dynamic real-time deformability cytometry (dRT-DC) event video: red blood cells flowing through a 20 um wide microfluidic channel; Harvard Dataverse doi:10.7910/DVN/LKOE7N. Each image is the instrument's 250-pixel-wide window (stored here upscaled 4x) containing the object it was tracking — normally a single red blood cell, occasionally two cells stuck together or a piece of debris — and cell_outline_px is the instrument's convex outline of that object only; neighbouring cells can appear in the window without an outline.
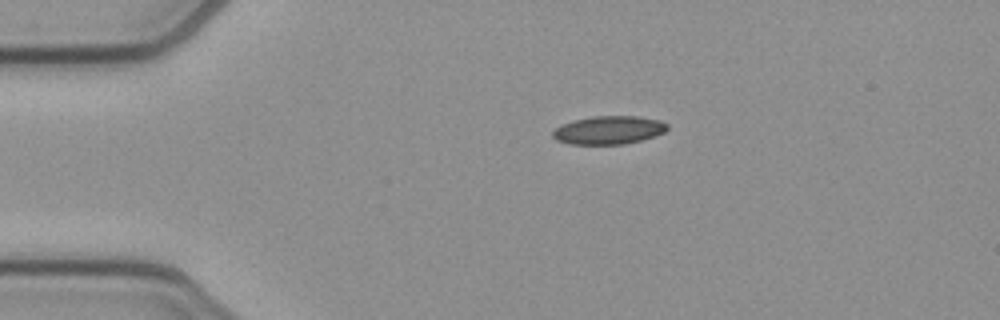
{"species": "common noctule bat (a hibernating species)", "species_latin": "Nyctalus noctula", "temperature_condition": "cold", "stored_images_in_passage": 43, "camera_frame_rate_fps": 3000, "um_per_image_px": 0.085, "animal": {"sex": "female", "body_mass_g": 21.9}, "frame": {"image": 1, "passage_image": 1, "time_ms": 0.0, "image_size_px": [1000, 320], "cell_outline_px": [[668, 128], [664, 132], [656, 136], [624, 144], [568, 144], [556, 140], [552, 136], [552, 132], [556, 128], [572, 120], [592, 116], [640, 116], [660, 120], [668, 124]], "centroid_in_image_um": [51.75, 11.05], "position_along_channel_um": 33.2, "area_um2": 18.96}}
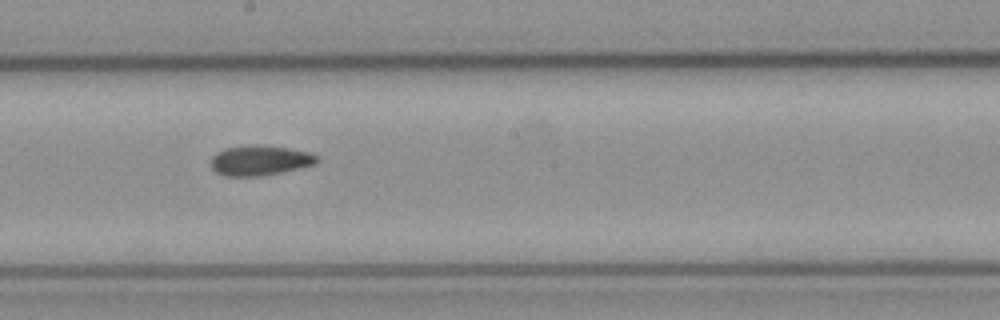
{"frame": {"image": 2, "passage_image": 19, "time_ms": 6.0, "image_size_px": [1000, 320], "cell_outline_px": [[320, 160], [316, 164], [280, 172], [260, 176], [224, 176], [216, 172], [208, 164], [212, 156], [216, 152], [224, 148], [248, 144], [264, 144], [312, 152], [320, 156]], "centroid_in_image_um": [22.08, 13.61], "position_along_channel_um": 226.1, "area_um2": 19.13}}
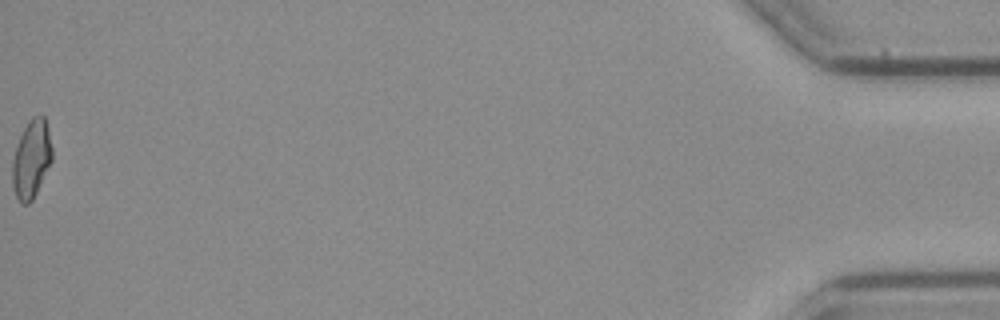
{"frame": {"image": 3, "passage_image": 43, "time_ms": 14.0, "image_size_px": [1000, 320], "cell_outline_px": [[52, 160], [32, 200], [28, 204], [20, 204], [16, 196], [12, 184], [12, 160], [16, 144], [28, 120], [32, 116], [44, 116], [48, 128], [52, 148]], "centroid_in_image_um": [2.65, 13.51], "position_along_channel_um": 432.5, "area_um2": 18.09}, "authors_computed_cell_mechanics": {"area_um2": 18.3804, "velocity_mm_per_s": 3.9144, "shape_relaxation_time_tau1_ms": null, "shape_relaxation_time_tau2_ms": 7.2347, "deformation_change_tau1": null, "deformation_change_tau2": 0.1161}}